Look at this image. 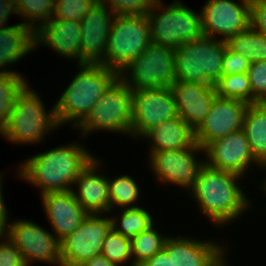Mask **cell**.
Returning a JSON list of instances; mask_svg holds the SVG:
<instances>
[{
	"instance_id": "1",
	"label": "cell",
	"mask_w": 266,
	"mask_h": 266,
	"mask_svg": "<svg viewBox=\"0 0 266 266\" xmlns=\"http://www.w3.org/2000/svg\"><path fill=\"white\" fill-rule=\"evenodd\" d=\"M56 146L20 163L17 176L39 188L40 195L72 189L79 174L96 157L79 142Z\"/></svg>"
},
{
	"instance_id": "2",
	"label": "cell",
	"mask_w": 266,
	"mask_h": 266,
	"mask_svg": "<svg viewBox=\"0 0 266 266\" xmlns=\"http://www.w3.org/2000/svg\"><path fill=\"white\" fill-rule=\"evenodd\" d=\"M239 179L241 181L244 178L232 172L212 168L206 163L199 169L195 184L189 192L202 215L210 219L215 227L235 222L246 210L253 207L252 201L243 192Z\"/></svg>"
},
{
	"instance_id": "3",
	"label": "cell",
	"mask_w": 266,
	"mask_h": 266,
	"mask_svg": "<svg viewBox=\"0 0 266 266\" xmlns=\"http://www.w3.org/2000/svg\"><path fill=\"white\" fill-rule=\"evenodd\" d=\"M79 71L54 105L59 127L69 123L77 127L90 113L119 74L100 63L77 65Z\"/></svg>"
},
{
	"instance_id": "4",
	"label": "cell",
	"mask_w": 266,
	"mask_h": 266,
	"mask_svg": "<svg viewBox=\"0 0 266 266\" xmlns=\"http://www.w3.org/2000/svg\"><path fill=\"white\" fill-rule=\"evenodd\" d=\"M29 86L18 95L9 120L0 131L1 137L12 144L42 143L52 130L60 128L54 106L47 111L39 93Z\"/></svg>"
},
{
	"instance_id": "5",
	"label": "cell",
	"mask_w": 266,
	"mask_h": 266,
	"mask_svg": "<svg viewBox=\"0 0 266 266\" xmlns=\"http://www.w3.org/2000/svg\"><path fill=\"white\" fill-rule=\"evenodd\" d=\"M226 40L203 35L174 49L176 81L214 85L222 76Z\"/></svg>"
},
{
	"instance_id": "6",
	"label": "cell",
	"mask_w": 266,
	"mask_h": 266,
	"mask_svg": "<svg viewBox=\"0 0 266 266\" xmlns=\"http://www.w3.org/2000/svg\"><path fill=\"white\" fill-rule=\"evenodd\" d=\"M146 17L150 27L151 42L172 49L204 35L200 10L193 11L181 0H174L169 5L157 0Z\"/></svg>"
},
{
	"instance_id": "7",
	"label": "cell",
	"mask_w": 266,
	"mask_h": 266,
	"mask_svg": "<svg viewBox=\"0 0 266 266\" xmlns=\"http://www.w3.org/2000/svg\"><path fill=\"white\" fill-rule=\"evenodd\" d=\"M131 126L132 90L118 77L76 129L80 130L81 139H85L95 131L131 136Z\"/></svg>"
},
{
	"instance_id": "8",
	"label": "cell",
	"mask_w": 266,
	"mask_h": 266,
	"mask_svg": "<svg viewBox=\"0 0 266 266\" xmlns=\"http://www.w3.org/2000/svg\"><path fill=\"white\" fill-rule=\"evenodd\" d=\"M150 43L146 15H116L109 31L107 52L99 63L119 74Z\"/></svg>"
},
{
	"instance_id": "9",
	"label": "cell",
	"mask_w": 266,
	"mask_h": 266,
	"mask_svg": "<svg viewBox=\"0 0 266 266\" xmlns=\"http://www.w3.org/2000/svg\"><path fill=\"white\" fill-rule=\"evenodd\" d=\"M132 90L171 88L176 81L174 49L151 42L119 73Z\"/></svg>"
},
{
	"instance_id": "10",
	"label": "cell",
	"mask_w": 266,
	"mask_h": 266,
	"mask_svg": "<svg viewBox=\"0 0 266 266\" xmlns=\"http://www.w3.org/2000/svg\"><path fill=\"white\" fill-rule=\"evenodd\" d=\"M3 222L4 236L21 252L26 266L34 261L61 266L60 242L54 233L28 219Z\"/></svg>"
},
{
	"instance_id": "11",
	"label": "cell",
	"mask_w": 266,
	"mask_h": 266,
	"mask_svg": "<svg viewBox=\"0 0 266 266\" xmlns=\"http://www.w3.org/2000/svg\"><path fill=\"white\" fill-rule=\"evenodd\" d=\"M196 152L205 154L196 142L188 148L153 151L148 154L149 168L164 185L172 184L189 191L195 184L199 169L205 164V158L197 159Z\"/></svg>"
},
{
	"instance_id": "12",
	"label": "cell",
	"mask_w": 266,
	"mask_h": 266,
	"mask_svg": "<svg viewBox=\"0 0 266 266\" xmlns=\"http://www.w3.org/2000/svg\"><path fill=\"white\" fill-rule=\"evenodd\" d=\"M110 229L109 216L89 213L80 226L60 242L61 266H81L92 257L101 255Z\"/></svg>"
},
{
	"instance_id": "13",
	"label": "cell",
	"mask_w": 266,
	"mask_h": 266,
	"mask_svg": "<svg viewBox=\"0 0 266 266\" xmlns=\"http://www.w3.org/2000/svg\"><path fill=\"white\" fill-rule=\"evenodd\" d=\"M176 117L179 115L172 88L132 91L131 137L134 140H140L151 127Z\"/></svg>"
},
{
	"instance_id": "14",
	"label": "cell",
	"mask_w": 266,
	"mask_h": 266,
	"mask_svg": "<svg viewBox=\"0 0 266 266\" xmlns=\"http://www.w3.org/2000/svg\"><path fill=\"white\" fill-rule=\"evenodd\" d=\"M250 1L207 0L200 14L205 36L227 40L250 27Z\"/></svg>"
},
{
	"instance_id": "15",
	"label": "cell",
	"mask_w": 266,
	"mask_h": 266,
	"mask_svg": "<svg viewBox=\"0 0 266 266\" xmlns=\"http://www.w3.org/2000/svg\"><path fill=\"white\" fill-rule=\"evenodd\" d=\"M205 163L215 169L232 172L241 177L251 164L264 170V166L253 156L243 130L231 133L211 142L205 149Z\"/></svg>"
},
{
	"instance_id": "16",
	"label": "cell",
	"mask_w": 266,
	"mask_h": 266,
	"mask_svg": "<svg viewBox=\"0 0 266 266\" xmlns=\"http://www.w3.org/2000/svg\"><path fill=\"white\" fill-rule=\"evenodd\" d=\"M248 104L216 96L209 114L194 130L195 142L205 149L211 142L242 130Z\"/></svg>"
},
{
	"instance_id": "17",
	"label": "cell",
	"mask_w": 266,
	"mask_h": 266,
	"mask_svg": "<svg viewBox=\"0 0 266 266\" xmlns=\"http://www.w3.org/2000/svg\"><path fill=\"white\" fill-rule=\"evenodd\" d=\"M34 41L35 49L46 46L60 57L77 59V65L87 64L81 56L80 22L52 16L34 31Z\"/></svg>"
},
{
	"instance_id": "18",
	"label": "cell",
	"mask_w": 266,
	"mask_h": 266,
	"mask_svg": "<svg viewBox=\"0 0 266 266\" xmlns=\"http://www.w3.org/2000/svg\"><path fill=\"white\" fill-rule=\"evenodd\" d=\"M41 201L51 230L59 242L73 233L89 214L71 190L41 195Z\"/></svg>"
},
{
	"instance_id": "19",
	"label": "cell",
	"mask_w": 266,
	"mask_h": 266,
	"mask_svg": "<svg viewBox=\"0 0 266 266\" xmlns=\"http://www.w3.org/2000/svg\"><path fill=\"white\" fill-rule=\"evenodd\" d=\"M114 17L106 6L97 2L80 21L81 56L87 63H99L105 57Z\"/></svg>"
},
{
	"instance_id": "20",
	"label": "cell",
	"mask_w": 266,
	"mask_h": 266,
	"mask_svg": "<svg viewBox=\"0 0 266 266\" xmlns=\"http://www.w3.org/2000/svg\"><path fill=\"white\" fill-rule=\"evenodd\" d=\"M171 88L179 117L195 130L210 112L217 96L215 86L175 81Z\"/></svg>"
},
{
	"instance_id": "21",
	"label": "cell",
	"mask_w": 266,
	"mask_h": 266,
	"mask_svg": "<svg viewBox=\"0 0 266 266\" xmlns=\"http://www.w3.org/2000/svg\"><path fill=\"white\" fill-rule=\"evenodd\" d=\"M101 165L99 158L95 157L79 174L71 189L76 200L90 214L110 213L108 176L99 172Z\"/></svg>"
},
{
	"instance_id": "22",
	"label": "cell",
	"mask_w": 266,
	"mask_h": 266,
	"mask_svg": "<svg viewBox=\"0 0 266 266\" xmlns=\"http://www.w3.org/2000/svg\"><path fill=\"white\" fill-rule=\"evenodd\" d=\"M212 241L196 240L185 235L168 236L163 249L168 256H172L174 266H209L226 249L225 246Z\"/></svg>"
},
{
	"instance_id": "23",
	"label": "cell",
	"mask_w": 266,
	"mask_h": 266,
	"mask_svg": "<svg viewBox=\"0 0 266 266\" xmlns=\"http://www.w3.org/2000/svg\"><path fill=\"white\" fill-rule=\"evenodd\" d=\"M148 139L150 154L158 150H177L191 147L195 143L194 130L180 117L166 120L151 127L141 137Z\"/></svg>"
},
{
	"instance_id": "24",
	"label": "cell",
	"mask_w": 266,
	"mask_h": 266,
	"mask_svg": "<svg viewBox=\"0 0 266 266\" xmlns=\"http://www.w3.org/2000/svg\"><path fill=\"white\" fill-rule=\"evenodd\" d=\"M33 50L35 41L32 28L17 23L0 29V73L16 72L6 69V66L16 64Z\"/></svg>"
},
{
	"instance_id": "25",
	"label": "cell",
	"mask_w": 266,
	"mask_h": 266,
	"mask_svg": "<svg viewBox=\"0 0 266 266\" xmlns=\"http://www.w3.org/2000/svg\"><path fill=\"white\" fill-rule=\"evenodd\" d=\"M242 130L253 156L266 166V102L248 104Z\"/></svg>"
},
{
	"instance_id": "26",
	"label": "cell",
	"mask_w": 266,
	"mask_h": 266,
	"mask_svg": "<svg viewBox=\"0 0 266 266\" xmlns=\"http://www.w3.org/2000/svg\"><path fill=\"white\" fill-rule=\"evenodd\" d=\"M148 209L138 207L121 208V214L111 215V228L127 238H133L154 224Z\"/></svg>"
},
{
	"instance_id": "27",
	"label": "cell",
	"mask_w": 266,
	"mask_h": 266,
	"mask_svg": "<svg viewBox=\"0 0 266 266\" xmlns=\"http://www.w3.org/2000/svg\"><path fill=\"white\" fill-rule=\"evenodd\" d=\"M227 47L244 56L251 63L266 61V36L251 27L226 40Z\"/></svg>"
},
{
	"instance_id": "28",
	"label": "cell",
	"mask_w": 266,
	"mask_h": 266,
	"mask_svg": "<svg viewBox=\"0 0 266 266\" xmlns=\"http://www.w3.org/2000/svg\"><path fill=\"white\" fill-rule=\"evenodd\" d=\"M21 73H0V131L7 124L18 95L28 85Z\"/></svg>"
},
{
	"instance_id": "29",
	"label": "cell",
	"mask_w": 266,
	"mask_h": 266,
	"mask_svg": "<svg viewBox=\"0 0 266 266\" xmlns=\"http://www.w3.org/2000/svg\"><path fill=\"white\" fill-rule=\"evenodd\" d=\"M168 235H163L155 227V223L139 235L131 238L132 261L128 266H139L163 249Z\"/></svg>"
},
{
	"instance_id": "30",
	"label": "cell",
	"mask_w": 266,
	"mask_h": 266,
	"mask_svg": "<svg viewBox=\"0 0 266 266\" xmlns=\"http://www.w3.org/2000/svg\"><path fill=\"white\" fill-rule=\"evenodd\" d=\"M108 188L110 213L116 207L118 209L138 207L136 203L140 200L141 193L137 182L131 175H119L112 180L108 177Z\"/></svg>"
},
{
	"instance_id": "31",
	"label": "cell",
	"mask_w": 266,
	"mask_h": 266,
	"mask_svg": "<svg viewBox=\"0 0 266 266\" xmlns=\"http://www.w3.org/2000/svg\"><path fill=\"white\" fill-rule=\"evenodd\" d=\"M17 16L22 25L34 31L53 16L55 0H15Z\"/></svg>"
},
{
	"instance_id": "32",
	"label": "cell",
	"mask_w": 266,
	"mask_h": 266,
	"mask_svg": "<svg viewBox=\"0 0 266 266\" xmlns=\"http://www.w3.org/2000/svg\"><path fill=\"white\" fill-rule=\"evenodd\" d=\"M216 95L252 104V89L247 73L221 76L214 84Z\"/></svg>"
},
{
	"instance_id": "33",
	"label": "cell",
	"mask_w": 266,
	"mask_h": 266,
	"mask_svg": "<svg viewBox=\"0 0 266 266\" xmlns=\"http://www.w3.org/2000/svg\"><path fill=\"white\" fill-rule=\"evenodd\" d=\"M101 255L119 266L129 264V261L133 259L130 238L124 237L111 228L106 234Z\"/></svg>"
},
{
	"instance_id": "34",
	"label": "cell",
	"mask_w": 266,
	"mask_h": 266,
	"mask_svg": "<svg viewBox=\"0 0 266 266\" xmlns=\"http://www.w3.org/2000/svg\"><path fill=\"white\" fill-rule=\"evenodd\" d=\"M98 0H55L53 16L80 22Z\"/></svg>"
},
{
	"instance_id": "35",
	"label": "cell",
	"mask_w": 266,
	"mask_h": 266,
	"mask_svg": "<svg viewBox=\"0 0 266 266\" xmlns=\"http://www.w3.org/2000/svg\"><path fill=\"white\" fill-rule=\"evenodd\" d=\"M157 0H98L116 15H146Z\"/></svg>"
},
{
	"instance_id": "36",
	"label": "cell",
	"mask_w": 266,
	"mask_h": 266,
	"mask_svg": "<svg viewBox=\"0 0 266 266\" xmlns=\"http://www.w3.org/2000/svg\"><path fill=\"white\" fill-rule=\"evenodd\" d=\"M247 74L252 89V104L266 102V61L251 63Z\"/></svg>"
},
{
	"instance_id": "37",
	"label": "cell",
	"mask_w": 266,
	"mask_h": 266,
	"mask_svg": "<svg viewBox=\"0 0 266 266\" xmlns=\"http://www.w3.org/2000/svg\"><path fill=\"white\" fill-rule=\"evenodd\" d=\"M251 62L237 52H233L228 47L222 60V76L230 74L247 73Z\"/></svg>"
},
{
	"instance_id": "38",
	"label": "cell",
	"mask_w": 266,
	"mask_h": 266,
	"mask_svg": "<svg viewBox=\"0 0 266 266\" xmlns=\"http://www.w3.org/2000/svg\"><path fill=\"white\" fill-rule=\"evenodd\" d=\"M0 266H26L20 250L0 234Z\"/></svg>"
},
{
	"instance_id": "39",
	"label": "cell",
	"mask_w": 266,
	"mask_h": 266,
	"mask_svg": "<svg viewBox=\"0 0 266 266\" xmlns=\"http://www.w3.org/2000/svg\"><path fill=\"white\" fill-rule=\"evenodd\" d=\"M250 27L266 36V0L250 1Z\"/></svg>"
},
{
	"instance_id": "40",
	"label": "cell",
	"mask_w": 266,
	"mask_h": 266,
	"mask_svg": "<svg viewBox=\"0 0 266 266\" xmlns=\"http://www.w3.org/2000/svg\"><path fill=\"white\" fill-rule=\"evenodd\" d=\"M11 14L17 15L15 0H0V29L8 27Z\"/></svg>"
},
{
	"instance_id": "41",
	"label": "cell",
	"mask_w": 266,
	"mask_h": 266,
	"mask_svg": "<svg viewBox=\"0 0 266 266\" xmlns=\"http://www.w3.org/2000/svg\"><path fill=\"white\" fill-rule=\"evenodd\" d=\"M139 266H174V264L172 256H168L167 252L162 249Z\"/></svg>"
},
{
	"instance_id": "42",
	"label": "cell",
	"mask_w": 266,
	"mask_h": 266,
	"mask_svg": "<svg viewBox=\"0 0 266 266\" xmlns=\"http://www.w3.org/2000/svg\"><path fill=\"white\" fill-rule=\"evenodd\" d=\"M81 266H119L114 262H111L103 255L94 256L91 259L87 260Z\"/></svg>"
},
{
	"instance_id": "43",
	"label": "cell",
	"mask_w": 266,
	"mask_h": 266,
	"mask_svg": "<svg viewBox=\"0 0 266 266\" xmlns=\"http://www.w3.org/2000/svg\"><path fill=\"white\" fill-rule=\"evenodd\" d=\"M2 173H0V221L3 223L4 220L9 216L6 205H5V199H3V189H2Z\"/></svg>"
},
{
	"instance_id": "44",
	"label": "cell",
	"mask_w": 266,
	"mask_h": 266,
	"mask_svg": "<svg viewBox=\"0 0 266 266\" xmlns=\"http://www.w3.org/2000/svg\"><path fill=\"white\" fill-rule=\"evenodd\" d=\"M225 250H227V248L226 249H224L214 260H213V262L209 265V266H229V265H227L228 264V262H226V261H229L228 259H226L227 258V254H226V252L227 251H225ZM226 256V257H225ZM226 260V261H225Z\"/></svg>"
},
{
	"instance_id": "45",
	"label": "cell",
	"mask_w": 266,
	"mask_h": 266,
	"mask_svg": "<svg viewBox=\"0 0 266 266\" xmlns=\"http://www.w3.org/2000/svg\"><path fill=\"white\" fill-rule=\"evenodd\" d=\"M264 170H266V166L264 167ZM265 179L264 180L262 179V182H261L262 183V185H261L262 188H260V190L263 189L262 192L265 193V195H266V180Z\"/></svg>"
},
{
	"instance_id": "46",
	"label": "cell",
	"mask_w": 266,
	"mask_h": 266,
	"mask_svg": "<svg viewBox=\"0 0 266 266\" xmlns=\"http://www.w3.org/2000/svg\"><path fill=\"white\" fill-rule=\"evenodd\" d=\"M0 232H3V223L0 221Z\"/></svg>"
}]
</instances>
